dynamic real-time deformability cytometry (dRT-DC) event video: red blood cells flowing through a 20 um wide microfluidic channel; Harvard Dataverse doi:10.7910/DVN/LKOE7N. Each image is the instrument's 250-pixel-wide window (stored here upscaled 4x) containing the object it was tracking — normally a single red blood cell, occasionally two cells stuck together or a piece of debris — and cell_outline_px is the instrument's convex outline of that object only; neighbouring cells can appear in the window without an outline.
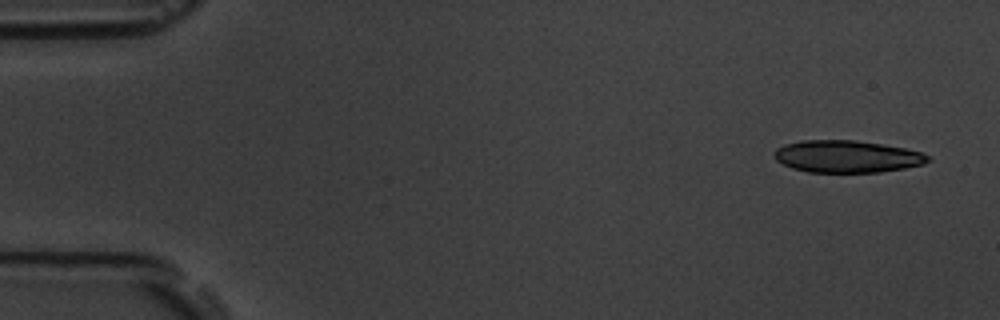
{"species": "common noctule bat (a hibernating species)", "species_latin": "Nyctalus noctula", "temperature_condition": "room temperature", "stored_images_in_passage": 6, "camera_frame_rate_fps": 3000, "um_per_image_px": 0.085, "animal": {"sex": "male", "body_mass_g": 19.5, "forearm_length_mm": 54.6}, "frame": {"image": 1, "passage_image": 1, "time_ms": 0.0, "image_size_px": [1000, 320], "cell_outline_px": [[932, 160], [924, 164], [904, 168], [880, 172], [808, 172], [792, 168], [776, 160], [772, 156], [772, 152], [776, 148], [784, 144], [800, 140], [856, 140], [904, 148], [920, 152], [928, 156]], "centroid_in_image_um": [71.94, 13.3], "position_along_channel_um": 13.1, "area_um2": 28.9}}
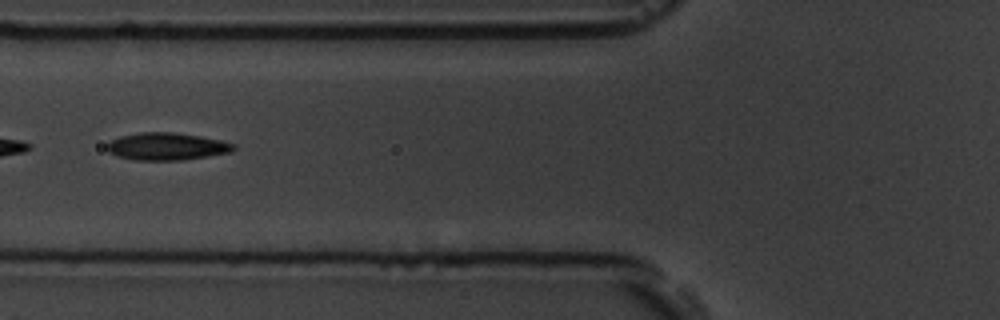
{"frame": {"image": 2, "passage_image": 6, "time_ms": 1.667, "image_size_px": [1000, 320], "cell_outline_px": [[236, 148], [232, 152], [208, 156], [180, 160], [136, 160], [116, 156], [108, 152], [108, 144], [112, 140], [120, 136], [140, 132], [172, 132], [200, 136], [220, 140], [236, 144]], "centroid_in_image_um": [14.19, 12.45], "position_along_channel_um": 111.6, "area_um2": 20.17}}